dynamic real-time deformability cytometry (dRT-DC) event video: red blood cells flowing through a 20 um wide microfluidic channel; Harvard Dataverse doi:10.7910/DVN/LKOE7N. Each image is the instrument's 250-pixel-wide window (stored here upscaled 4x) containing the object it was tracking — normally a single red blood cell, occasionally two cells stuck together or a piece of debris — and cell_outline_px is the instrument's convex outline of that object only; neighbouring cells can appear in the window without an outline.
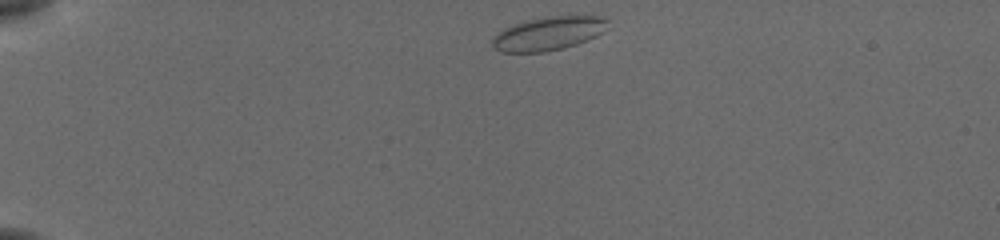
{"species": "common noctule bat (a hibernating species)", "species_latin": "Nyctalus noctula", "temperature_condition": "cold", "stored_images_in_passage": 43, "camera_frame_rate_fps": 3000, "um_per_image_px": 0.085, "animal": {"sex": "female", "body_mass_g": 19.5, "forearm_length_mm": 54.1}, "frame": {"image": 1, "passage_image": 1, "time_ms": 0.0, "image_size_px": [1000, 240], "cell_outline_px": [[608, 20], [604, 32], [588, 40], [564, 48], [544, 52], [500, 52], [492, 44], [492, 36], [504, 28], [512, 24], [544, 16], [604, 16]], "centroid_in_image_um": [46.61, 2.84], "position_along_channel_um": 38.4, "area_um2": 22.72}}
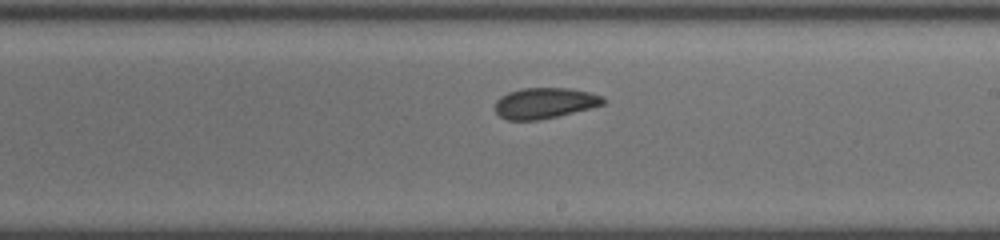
{"frame": {"image": 2, "passage_image": 22, "time_ms": 7.0, "image_size_px": [1000, 240], "cell_outline_px": [[608, 100], [604, 104], [556, 116], [536, 120], [508, 120], [500, 116], [496, 112], [496, 100], [500, 96], [508, 92], [520, 88], [568, 88], [588, 92], [604, 96]], "centroid_in_image_um": [46.29, 8.75], "position_along_channel_um": 242.7, "area_um2": 19.25}}
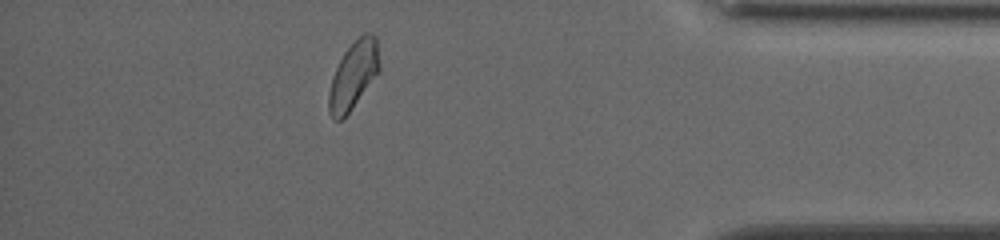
{"frame": {"image": 3, "passage_image": 37, "time_ms": 12.0, "image_size_px": [1000, 240], "cell_outline_px": [[380, 68], [352, 108], [340, 120], [332, 120], [328, 112], [328, 92], [332, 76], [344, 52], [364, 32], [372, 32], [376, 36], [380, 64]], "centroid_in_image_um": [30.02, 6.39], "position_along_channel_um": 405.2, "area_um2": 19.65}, "authors_computed_cell_mechanics": {"area_um2": 19.8832, "velocity_mm_per_s": 3.8443, "shape_relaxation_time_tau1_ms": 4.3698, "shape_relaxation_time_tau2_ms": 2.0733, "deformation_change_tau1": 0.0808, "deformation_change_tau2": 0.0556}}